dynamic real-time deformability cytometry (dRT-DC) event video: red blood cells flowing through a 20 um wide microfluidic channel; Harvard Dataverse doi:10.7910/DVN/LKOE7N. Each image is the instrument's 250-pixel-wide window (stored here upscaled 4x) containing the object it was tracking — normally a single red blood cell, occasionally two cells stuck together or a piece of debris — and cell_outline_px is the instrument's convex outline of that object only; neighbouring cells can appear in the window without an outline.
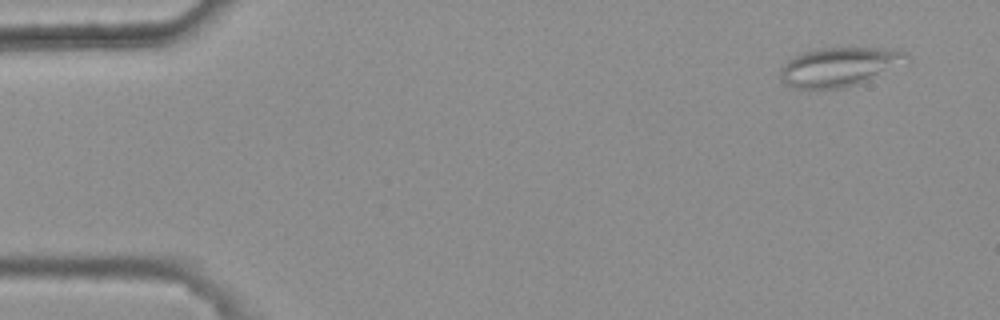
{"species": "common noctule bat (a hibernating species)", "species_latin": "Nyctalus noctula", "temperature_condition": "warm", "stored_images_in_passage": 6, "camera_frame_rate_fps": 3000, "um_per_image_px": 0.085, "animal": {"sex": "female", "body_mass_g": 25.1}, "frame": {"image": 1, "passage_image": 1, "time_ms": 0.0, "image_size_px": [1000, 320], "cell_outline_px": [[912, 60], [860, 84], [844, 88], [808, 92], [796, 88], [780, 80], [780, 68], [792, 56], [804, 52], [820, 48], [896, 48], [904, 52]], "centroid_in_image_um": [71.33, 5.71], "position_along_channel_um": 13.7, "area_um2": 29.59}}
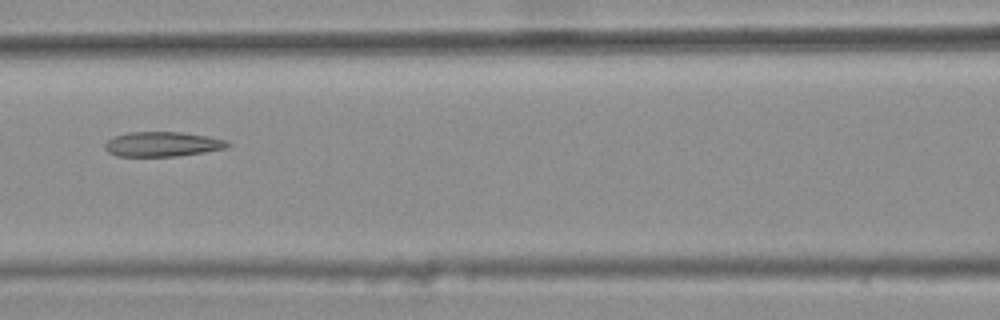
{"frame": {"image": 2, "passage_image": 6, "time_ms": 1.667, "image_size_px": [1000, 320], "cell_outline_px": [[232, 144], [228, 148], [204, 152], [176, 156], [116, 156], [108, 152], [104, 148], [104, 144], [112, 136], [128, 132], [180, 132], [208, 136], [228, 140]], "centroid_in_image_um": [13.82, 12.25], "position_along_channel_um": 152.8, "area_um2": 17.92}}